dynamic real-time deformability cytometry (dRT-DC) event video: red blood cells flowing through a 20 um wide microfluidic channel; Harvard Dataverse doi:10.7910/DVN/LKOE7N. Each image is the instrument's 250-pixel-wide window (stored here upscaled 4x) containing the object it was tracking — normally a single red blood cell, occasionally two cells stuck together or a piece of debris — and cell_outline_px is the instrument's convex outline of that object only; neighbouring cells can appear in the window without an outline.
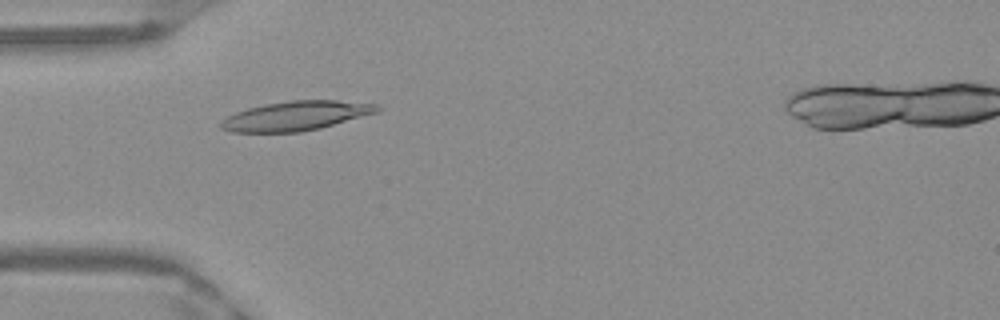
{"species": "Egyptian fruit bat (a non-hibernating species)", "species_latin": "Rousettus aegyptiacus", "temperature_condition": "warm", "stored_images_in_passage": 50, "camera_frame_rate_fps": 3000, "um_per_image_px": 0.085, "frame": {"image": 1, "passage_image": 14, "time_ms": 4.333, "image_size_px": [1000, 320], "cell_outline_px": [[384, 108], [380, 112], [320, 128], [300, 132], [232, 132], [220, 128], [220, 120], [236, 112], [248, 108], [288, 100], [336, 100], [380, 104]], "centroid_in_image_um": [25.22, 9.84], "position_along_channel_um": 59.8, "area_um2": 26.93}}
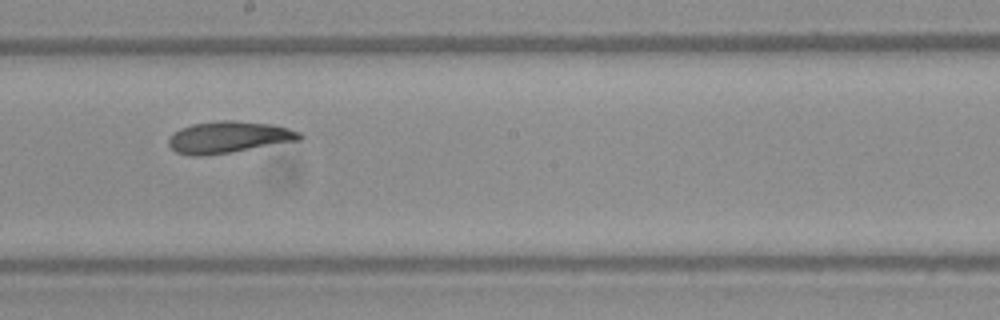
{"frame": {"image": 2, "passage_image": 27, "time_ms": 8.667, "image_size_px": [1000, 320], "cell_outline_px": [[304, 136], [300, 140], [204, 156], [192, 156], [176, 152], [168, 144], [168, 140], [180, 128], [192, 124], [220, 120], [232, 120], [276, 124], [300, 132]], "centroid_in_image_um": [19.46, 11.65], "position_along_channel_um": 228.7, "area_um2": 24.04}}
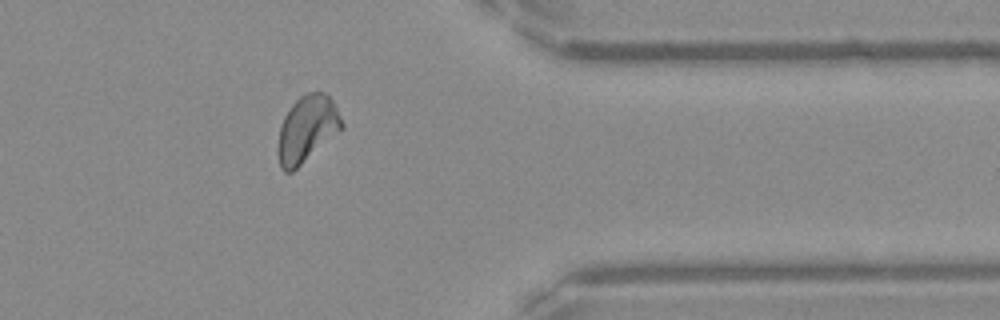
{"frame": {"image": 3, "passage_image": 40, "time_ms": 13.0, "image_size_px": [1000, 320], "cell_outline_px": [[344, 128], [292, 172], [284, 172], [280, 168], [276, 152], [276, 148], [280, 124], [284, 116], [292, 104], [300, 96], [308, 92], [324, 92], [332, 100], [344, 124]], "centroid_in_image_um": [26.06, 10.99], "position_along_channel_um": 385.3, "area_um2": 24.97}, "authors_computed_cell_mechanics": {"area_um2": 24.3627, "velocity_mm_per_s": 3.9527, "shape_relaxation_time_tau1_ms": 5.4007, "shape_relaxation_time_tau2_ms": 6.997, "deformation_change_tau1": 0.1479, "deformation_change_tau2": 0.134}}